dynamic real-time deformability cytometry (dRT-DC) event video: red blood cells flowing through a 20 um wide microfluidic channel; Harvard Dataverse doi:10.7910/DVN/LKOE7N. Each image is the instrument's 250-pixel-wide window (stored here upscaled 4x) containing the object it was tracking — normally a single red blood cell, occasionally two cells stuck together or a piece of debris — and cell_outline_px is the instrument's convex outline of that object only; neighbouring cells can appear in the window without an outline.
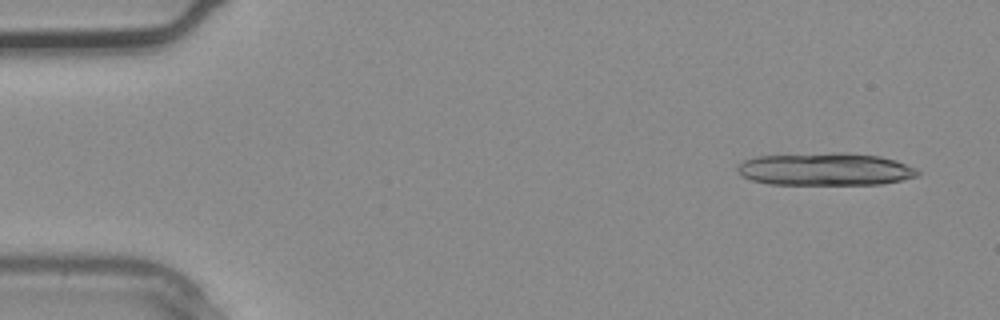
{"species": "common noctule bat (a hibernating species)", "species_latin": "Nyctalus noctula", "temperature_condition": "warm", "stored_images_in_passage": 3, "camera_frame_rate_fps": 3000, "um_per_image_px": 0.085, "animal": {"sex": "male", "body_mass_g": 20.4}, "frame": {"image": 1, "passage_image": 1, "time_ms": 0.0, "image_size_px": [1000, 320], "cell_outline_px": [[920, 172], [916, 176], [900, 180], [880, 184], [768, 184], [752, 180], [740, 176], [736, 168], [744, 160], [756, 156], [832, 152], [848, 152], [880, 156], [896, 160], [916, 168]], "centroid_in_image_um": [70.13, 14.37], "position_along_channel_um": 14.9, "area_um2": 34.45}}
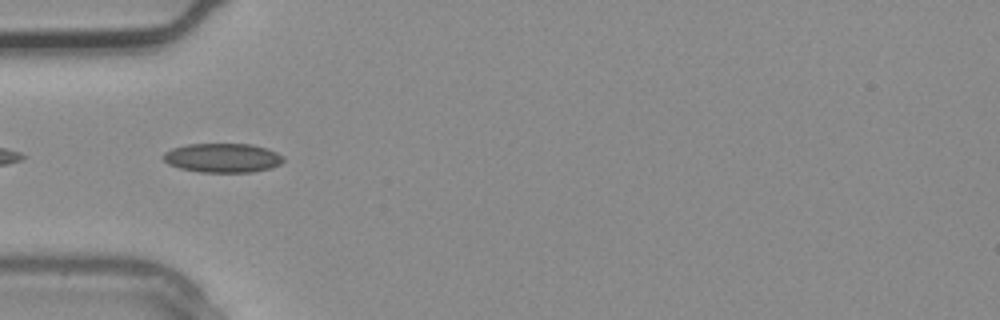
{"frame": {"image": 2, "passage_image": 3, "time_ms": 0.667, "image_size_px": [1000, 320], "cell_outline_px": [[284, 160], [280, 164], [272, 168], [252, 172], [200, 172], [180, 168], [168, 164], [160, 156], [164, 152], [172, 148], [188, 144], [252, 144], [276, 152], [284, 156]], "centroid_in_image_um": [18.9, 13.42], "position_along_channel_um": 66.1, "area_um2": 20.52}}